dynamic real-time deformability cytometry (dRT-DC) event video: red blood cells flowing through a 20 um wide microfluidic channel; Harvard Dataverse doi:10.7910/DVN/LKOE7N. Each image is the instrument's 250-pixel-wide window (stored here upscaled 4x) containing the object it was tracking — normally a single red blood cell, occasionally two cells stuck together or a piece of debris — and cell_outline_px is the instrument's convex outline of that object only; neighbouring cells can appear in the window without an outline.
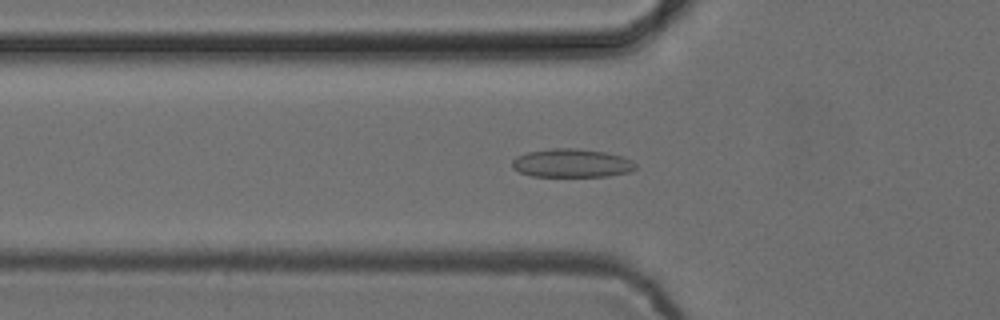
{"species": "common noctule bat (a hibernating species)", "species_latin": "Nyctalus noctula", "temperature_condition": "cold", "stored_images_in_passage": 46, "camera_frame_rate_fps": 3000, "um_per_image_px": 0.085, "animal": {"sex": "female", "body_mass_g": 24.6, "forearm_length_mm": 56.2}, "frame": {"image": 1, "passage_image": 11, "time_ms": 3.333, "image_size_px": [1000, 320], "cell_outline_px": [[636, 168], [628, 172], [608, 176], [532, 176], [520, 172], [512, 168], [512, 160], [516, 156], [528, 152], [552, 148], [576, 148], [604, 152], [624, 156], [632, 160], [636, 164]], "centroid_in_image_um": [48.6, 13.86], "position_along_channel_um": 77.2, "area_um2": 20.52}}
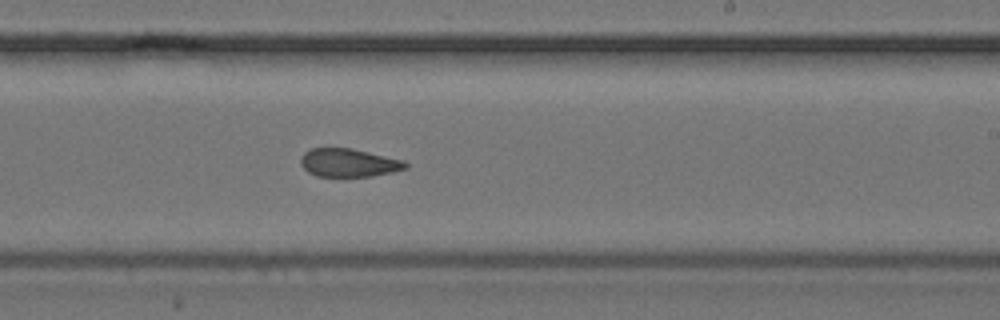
{"frame": {"image": 2, "passage_image": 25, "time_ms": 8.0, "image_size_px": [1000, 320], "cell_outline_px": [[408, 168], [392, 172], [372, 176], [316, 176], [308, 172], [300, 164], [300, 156], [304, 152], [312, 148], [352, 148], [404, 160], [408, 164]], "centroid_in_image_um": [29.63, 13.83], "position_along_channel_um": 259.4, "area_um2": 17.34}}
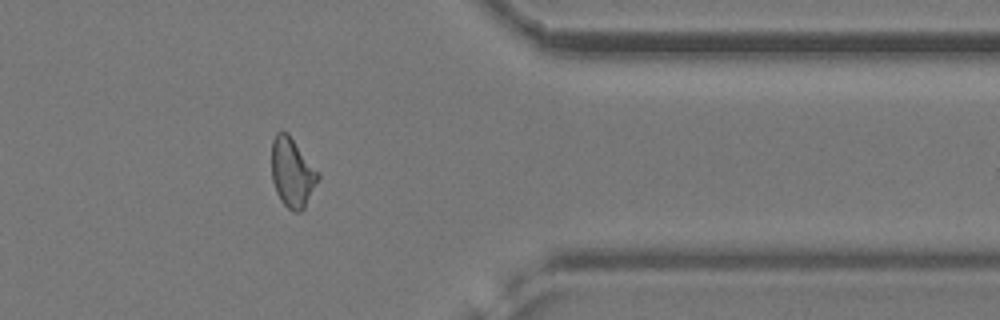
{"frame": {"image": 3, "passage_image": 36, "time_ms": 11.667, "image_size_px": [1000, 320], "cell_outline_px": [[320, 176], [304, 208], [300, 212], [292, 212], [280, 200], [276, 192], [272, 180], [272, 140], [276, 132], [288, 132], [320, 172]], "centroid_in_image_um": [24.84, 14.65], "position_along_channel_um": 386.6, "area_um2": 18.9}, "authors_computed_cell_mechanics": {"area_um2": 18.6983, "velocity_mm_per_s": 3.8893, "shape_relaxation_time_tau1_ms": null, "shape_relaxation_time_tau2_ms": 2.4963, "deformation_change_tau1": null, "deformation_change_tau2": 0.0783}}